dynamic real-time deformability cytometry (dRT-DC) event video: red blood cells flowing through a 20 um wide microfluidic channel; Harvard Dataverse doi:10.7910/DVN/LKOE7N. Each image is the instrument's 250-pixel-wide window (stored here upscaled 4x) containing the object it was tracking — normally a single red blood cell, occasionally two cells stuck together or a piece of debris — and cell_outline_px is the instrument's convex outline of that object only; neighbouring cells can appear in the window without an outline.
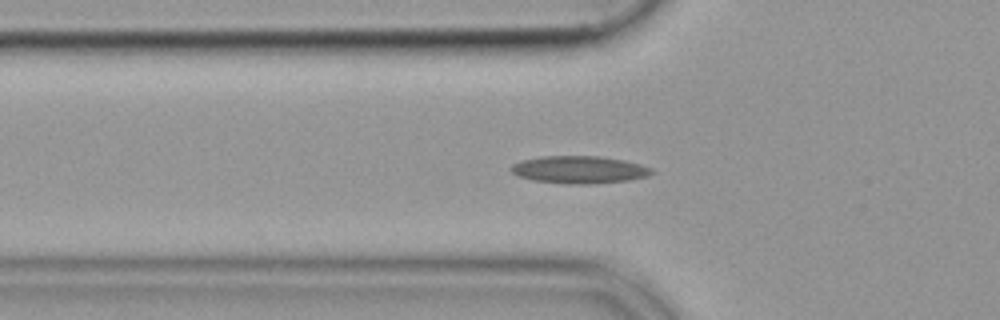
{"species": "common noctule bat (a hibernating species)", "species_latin": "Nyctalus noctula", "temperature_condition": "cold", "stored_images_in_passage": 48, "camera_frame_rate_fps": 3000, "um_per_image_px": 0.085, "animal": {"sex": "female", "body_mass_g": 19.9}, "frame": {"image": 1, "passage_image": 13, "time_ms": 4.0, "image_size_px": [1000, 320], "cell_outline_px": [[656, 172], [648, 176], [628, 180], [592, 184], [568, 184], [532, 180], [516, 176], [508, 168], [512, 164], [524, 160], [540, 156], [596, 156], [624, 160], [640, 164], [652, 168]], "centroid_in_image_um": [49.23, 14.43], "position_along_channel_um": 76.6, "area_um2": 22.66}}
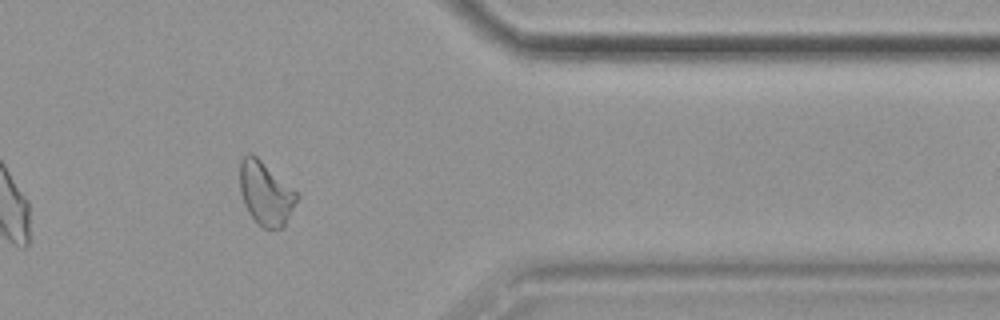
{"frame": {"image": 2, "passage_image": 39, "time_ms": 12.667, "image_size_px": [1000, 320], "cell_outline_px": [[300, 196], [284, 228], [264, 228], [248, 212], [244, 204], [240, 192], [240, 160], [248, 152], [252, 152], [296, 192]], "centroid_in_image_um": [22.58, 16.43], "position_along_channel_um": 388.8, "area_um2": 20.92}}
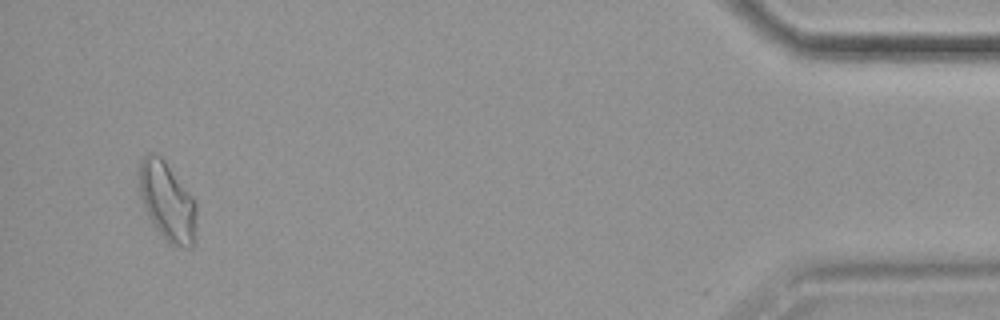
{"frame": {"image": 3, "passage_image": 46, "time_ms": 15.0, "image_size_px": [1000, 320], "cell_outline_px": [[196, 216], [192, 248], [184, 248], [168, 244], [164, 240], [156, 228], [140, 196], [136, 172], [140, 160], [148, 152], [152, 152], [160, 156], [164, 160], [192, 196], [196, 204]], "centroid_in_image_um": [14.18, 17.09], "position_along_channel_um": 421.0, "area_um2": 26.36}}